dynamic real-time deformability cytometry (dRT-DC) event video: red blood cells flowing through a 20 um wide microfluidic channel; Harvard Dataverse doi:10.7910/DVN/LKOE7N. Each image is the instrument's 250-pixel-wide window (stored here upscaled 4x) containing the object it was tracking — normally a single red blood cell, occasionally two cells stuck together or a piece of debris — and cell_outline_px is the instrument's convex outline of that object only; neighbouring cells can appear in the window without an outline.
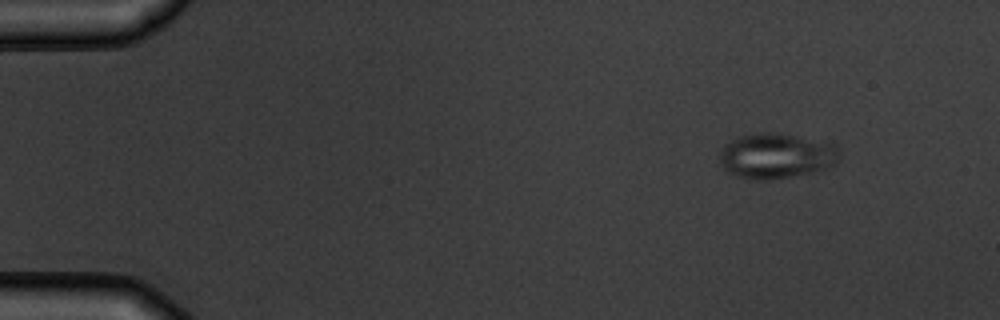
{"species": "common noctule bat (a hibernating species)", "species_latin": "Nyctalus noctula", "temperature_condition": "warm", "stored_images_in_passage": 6, "camera_frame_rate_fps": 3000, "um_per_image_px": 0.085, "animal": {"sex": "male", "body_mass_g": 19.5, "forearm_length_mm": 54.6}, "frame": {"image": 1, "passage_image": 2, "time_ms": 1.0, "image_size_px": [1000, 320], "cell_outline_px": [[840, 160], [836, 164], [824, 168], [808, 172], [772, 180], [748, 180], [736, 176], [728, 172], [724, 168], [720, 160], [720, 148], [724, 144], [740, 136], [760, 132], [772, 132], [824, 140], [840, 148]], "centroid_in_image_um": [65.98, 13.24], "position_along_channel_um": 19.0, "area_um2": 31.91}}